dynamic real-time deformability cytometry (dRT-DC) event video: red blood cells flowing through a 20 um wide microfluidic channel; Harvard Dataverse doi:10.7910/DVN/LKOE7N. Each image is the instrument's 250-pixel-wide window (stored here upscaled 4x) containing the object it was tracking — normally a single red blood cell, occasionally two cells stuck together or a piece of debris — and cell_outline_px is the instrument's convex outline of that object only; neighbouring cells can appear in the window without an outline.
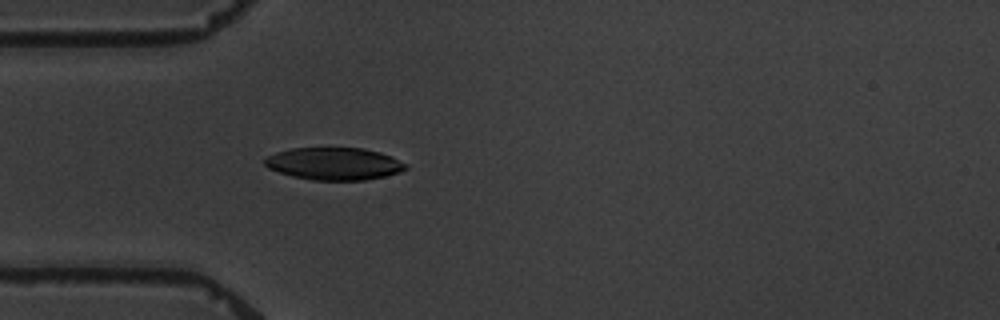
{"species": "common noctule bat (a hibernating species)", "species_latin": "Nyctalus noctula", "temperature_condition": "warm", "stored_images_in_passage": 2, "camera_frame_rate_fps": 3000, "um_per_image_px": 0.085, "animal": {"sex": "male", "body_mass_g": 19.5, "forearm_length_mm": 54.6}, "frame": {"image": 1, "passage_image": 2, "time_ms": 1.333, "image_size_px": [1000, 320], "cell_outline_px": [[408, 168], [400, 172], [384, 176], [364, 180], [312, 180], [292, 176], [268, 168], [264, 164], [264, 160], [268, 156], [276, 152], [292, 148], [364, 148], [380, 152], [392, 156], [408, 164]], "centroid_in_image_um": [28.43, 13.91], "position_along_channel_um": 56.6, "area_um2": 26.65}}